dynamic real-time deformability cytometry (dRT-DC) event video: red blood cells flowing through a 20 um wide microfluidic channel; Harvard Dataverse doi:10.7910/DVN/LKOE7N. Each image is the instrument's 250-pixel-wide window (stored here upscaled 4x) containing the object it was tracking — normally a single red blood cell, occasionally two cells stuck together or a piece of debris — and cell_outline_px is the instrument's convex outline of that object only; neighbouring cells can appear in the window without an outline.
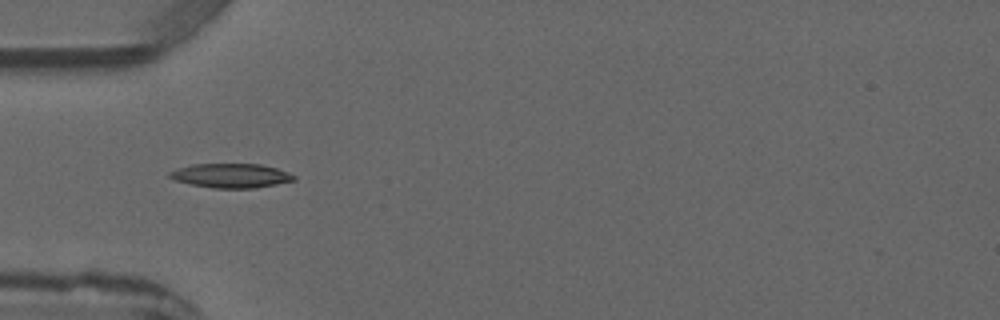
{"species": "common noctule bat (a hibernating species)", "species_latin": "Nyctalus noctula", "temperature_condition": "warm", "stored_images_in_passage": 4, "camera_frame_rate_fps": 3000, "um_per_image_px": 0.085, "animal": {"sex": "male", "forearm_length_mm": 52.5}, "frame": {"image": 1, "passage_image": 3, "time_ms": 3.333, "image_size_px": [1000, 320], "cell_outline_px": [[296, 180], [256, 188], [212, 188], [192, 184], [176, 180], [168, 176], [168, 172], [176, 168], [192, 164], [260, 164], [276, 168], [288, 172], [296, 176]], "centroid_in_image_um": [19.63, 14.92], "position_along_channel_um": 65.4, "area_um2": 17.57}}
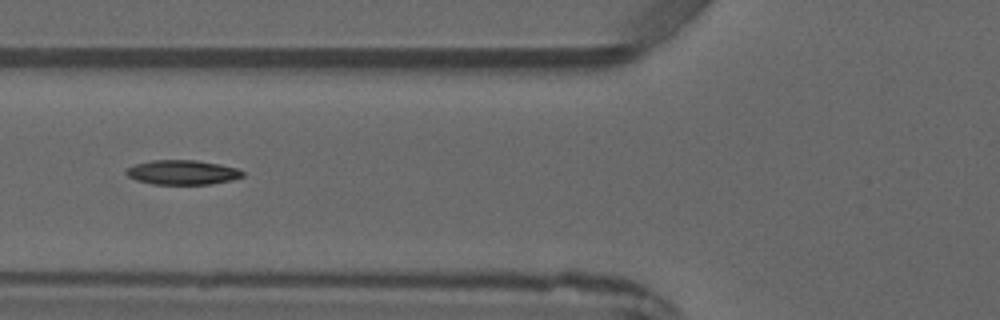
{"frame": {"image": 2, "passage_image": 4, "time_ms": 4.333, "image_size_px": [1000, 320], "cell_outline_px": [[244, 176], [232, 180], [212, 184], [152, 184], [136, 180], [128, 176], [124, 172], [128, 168], [136, 164], [152, 160], [196, 160], [220, 164], [236, 168], [244, 172]], "centroid_in_image_um": [15.52, 14.65], "position_along_channel_um": 110.3, "area_um2": 16.65}}